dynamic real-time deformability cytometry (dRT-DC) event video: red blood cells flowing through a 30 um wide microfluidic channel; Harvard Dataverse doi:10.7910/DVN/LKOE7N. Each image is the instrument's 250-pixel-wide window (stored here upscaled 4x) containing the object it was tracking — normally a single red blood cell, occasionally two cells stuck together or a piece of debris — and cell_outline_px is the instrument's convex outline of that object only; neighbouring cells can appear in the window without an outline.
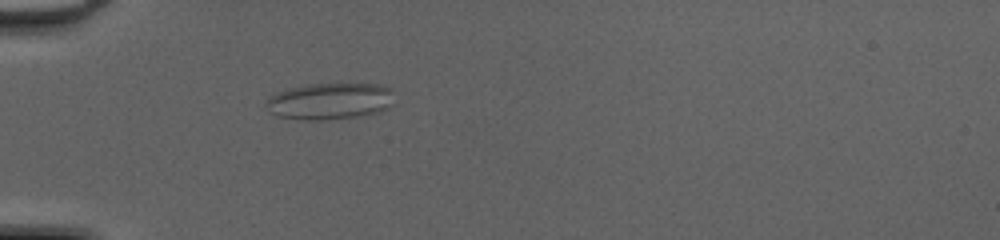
{"species": "common noctule bat (a hibernating species)", "species_latin": "Nyctalus noctula", "temperature_condition": "cold", "stored_images_in_passage": 34, "camera_frame_rate_fps": 3000, "um_per_image_px": 0.085, "animal": {"sex": "female", "body_mass_g": 20.0, "forearm_length_mm": 54.0}, "frame": {"image": 1, "passage_image": 1, "time_ms": 0.0, "image_size_px": [1000, 240], "cell_outline_px": [[392, 104], [388, 108], [380, 112], [356, 116], [320, 120], [304, 120], [276, 116], [264, 104], [268, 96], [276, 92], [288, 88], [304, 84], [376, 84], [392, 88]], "centroid_in_image_um": [28.0, 8.59], "position_along_channel_um": 57.0, "area_um2": 27.46}}
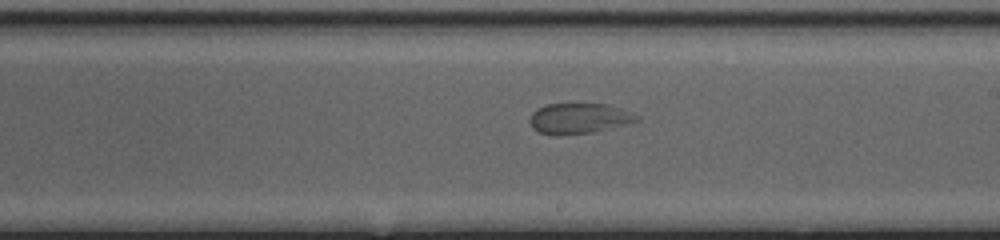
{"frame": {"image": 2, "passage_image": 15, "time_ms": 4.667, "image_size_px": [1000, 240], "cell_outline_px": [[640, 120], [592, 132], [564, 136], [552, 136], [540, 132], [532, 128], [528, 120], [532, 112], [536, 108], [548, 104], [604, 104], [632, 112]], "centroid_in_image_um": [49.12, 10.08], "position_along_channel_um": 239.9, "area_um2": 18.96}}
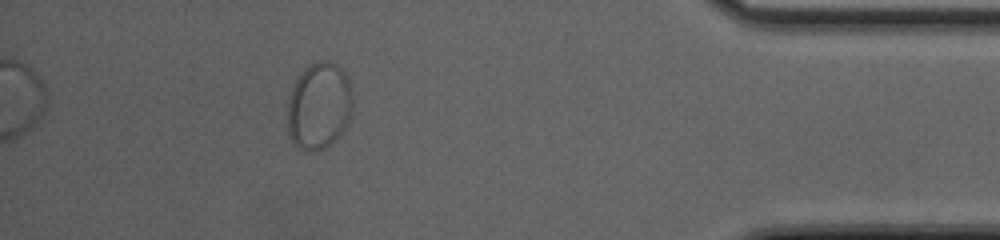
{"frame": {"image": 3, "passage_image": 30, "time_ms": 9.667, "image_size_px": [1000, 240], "cell_outline_px": [[352, 108], [348, 120], [344, 128], [336, 140], [332, 144], [324, 148], [308, 152], [300, 148], [292, 140], [288, 132], [288, 100], [292, 88], [300, 72], [304, 68], [316, 60], [328, 60], [336, 64], [344, 72], [348, 80], [352, 92]], "centroid_in_image_um": [27.11, 8.99], "position_along_channel_um": 408.1, "area_um2": 33.12}}